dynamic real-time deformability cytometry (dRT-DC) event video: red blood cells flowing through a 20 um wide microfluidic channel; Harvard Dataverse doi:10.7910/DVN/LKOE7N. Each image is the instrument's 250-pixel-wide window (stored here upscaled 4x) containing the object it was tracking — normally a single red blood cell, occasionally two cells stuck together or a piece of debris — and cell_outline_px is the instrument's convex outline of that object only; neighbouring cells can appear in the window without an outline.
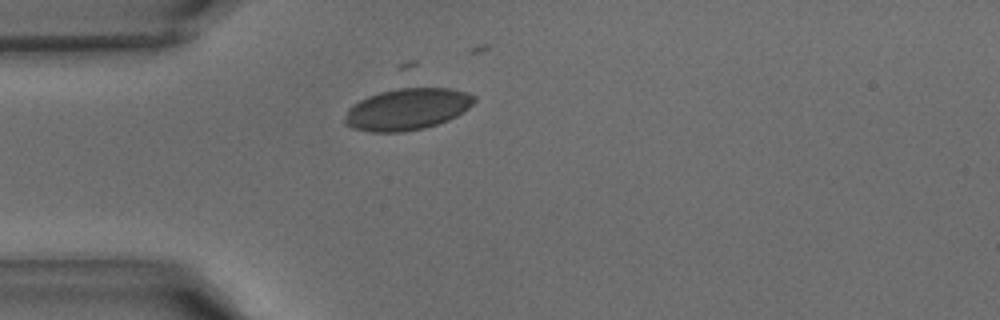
{"species": "common noctule bat (a hibernating species)", "species_latin": "Nyctalus noctula", "temperature_condition": "warm", "stored_images_in_passage": 6, "camera_frame_rate_fps": 3000, "um_per_image_px": 0.085, "animal": {"sex": "male", "body_mass_g": 15.6}, "frame": {"image": 1, "passage_image": 1, "time_ms": 0.0, "image_size_px": [1000, 320], "cell_outline_px": [[476, 100], [464, 112], [448, 120], [424, 128], [404, 132], [372, 132], [352, 128], [344, 124], [344, 120], [348, 108], [352, 104], [368, 96], [380, 92], [400, 88], [452, 88], [468, 92], [476, 96]], "centroid_in_image_um": [34.62, 9.28], "position_along_channel_um": 50.4, "area_um2": 31.5}}